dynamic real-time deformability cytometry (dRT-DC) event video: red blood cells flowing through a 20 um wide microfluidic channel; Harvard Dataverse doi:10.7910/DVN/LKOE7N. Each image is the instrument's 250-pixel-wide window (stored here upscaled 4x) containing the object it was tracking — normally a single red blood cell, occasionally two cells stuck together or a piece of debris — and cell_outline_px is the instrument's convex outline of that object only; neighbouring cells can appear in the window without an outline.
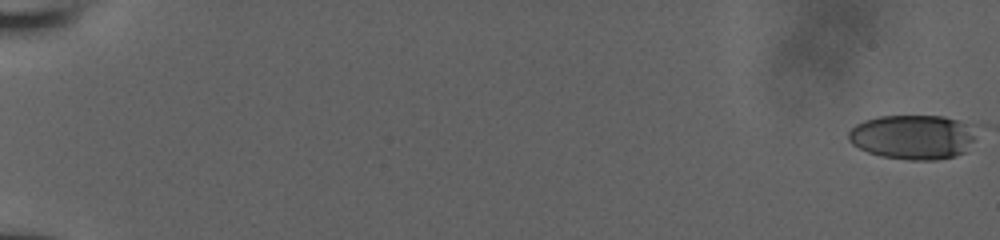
{"species": "human", "species_latin": "Homo sapiens", "temperature_condition": "room temperature", "stored_images_in_passage": 49, "camera_frame_rate_fps": 3000, "um_per_image_px": 0.085, "donor": {"sex": "male"}, "frame": {"image": 1, "passage_image": 1, "time_ms": 0.0, "image_size_px": [1000, 240], "cell_outline_px": [[976, 128], [972, 140], [964, 152], [956, 156], [936, 160], [908, 160], [880, 156], [868, 152], [852, 144], [848, 140], [848, 132], [856, 124], [864, 120], [880, 116], [944, 116], [972, 124]], "centroid_in_image_um": [77.59, 11.64], "position_along_channel_um": 7.4, "area_um2": 33.29}}
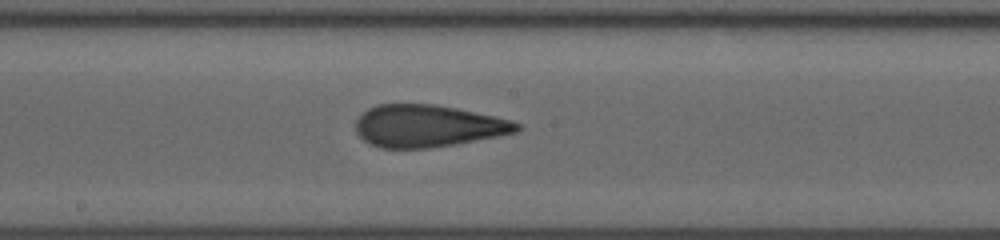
{"frame": {"image": 2, "passage_image": 27, "time_ms": 8.667, "image_size_px": [1000, 240], "cell_outline_px": [[520, 128], [516, 132], [496, 136], [452, 144], [428, 148], [380, 148], [368, 144], [356, 132], [356, 120], [368, 108], [376, 104], [436, 104], [496, 116], [512, 120], [520, 124]], "centroid_in_image_um": [36.33, 10.7], "position_along_channel_um": 211.9, "area_um2": 39.42}}
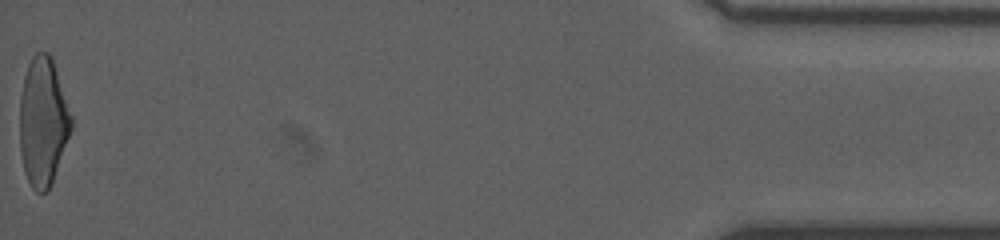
{"frame": {"image": 3, "passage_image": 49, "time_ms": 16.0, "image_size_px": [1000, 240], "cell_outline_px": [[72, 128], [52, 184], [44, 192], [36, 192], [32, 188], [24, 172], [20, 152], [20, 96], [24, 76], [28, 64], [32, 56], [36, 52], [48, 52], [52, 56], [72, 116]], "centroid_in_image_um": [3.65, 10.33], "position_along_channel_um": 431.5, "area_um2": 38.78}}